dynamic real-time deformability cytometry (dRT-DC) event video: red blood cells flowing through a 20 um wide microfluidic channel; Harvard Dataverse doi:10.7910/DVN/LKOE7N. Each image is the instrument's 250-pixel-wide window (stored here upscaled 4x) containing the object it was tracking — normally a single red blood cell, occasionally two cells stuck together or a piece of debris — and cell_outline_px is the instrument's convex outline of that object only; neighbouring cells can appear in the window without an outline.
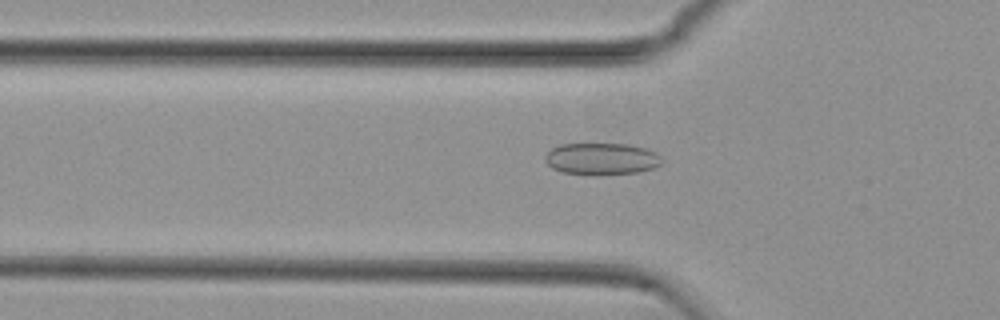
{"species": "common noctule bat (a hibernating species)", "species_latin": "Nyctalus noctula", "temperature_condition": "cold", "stored_images_in_passage": 52, "camera_frame_rate_fps": 3000, "um_per_image_px": 0.085, "animal": {"sex": "female", "body_mass_g": 29.2, "forearm_length_mm": 56.3}, "frame": {"image": 1, "passage_image": 15, "time_ms": 4.667, "image_size_px": [1000, 320], "cell_outline_px": [[664, 164], [652, 168], [636, 172], [600, 176], [592, 176], [560, 172], [552, 168], [544, 160], [544, 156], [552, 148], [560, 144], [628, 144], [648, 148], [656, 152], [664, 160]], "centroid_in_image_um": [51.15, 13.52], "position_along_channel_um": 74.6, "area_um2": 22.25}}
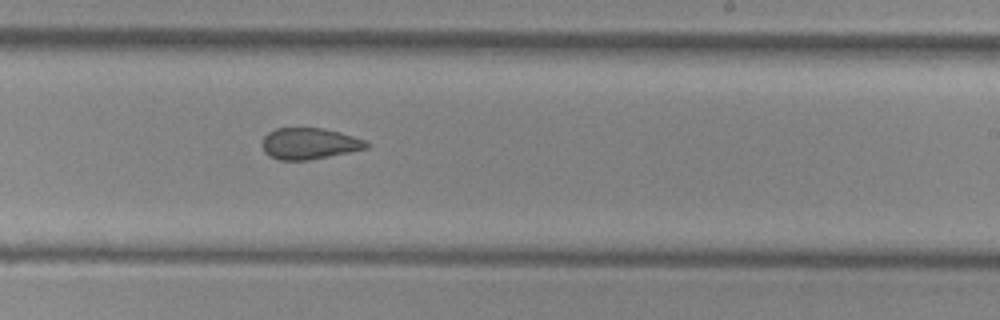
{"frame": {"image": 2, "passage_image": 30, "time_ms": 9.667, "image_size_px": [1000, 320], "cell_outline_px": [[368, 148], [308, 160], [280, 160], [268, 156], [264, 152], [264, 136], [268, 132], [276, 128], [320, 128], [340, 132], [364, 140], [368, 144]], "centroid_in_image_um": [26.27, 12.2], "position_along_channel_um": 262.7, "area_um2": 18.73}}
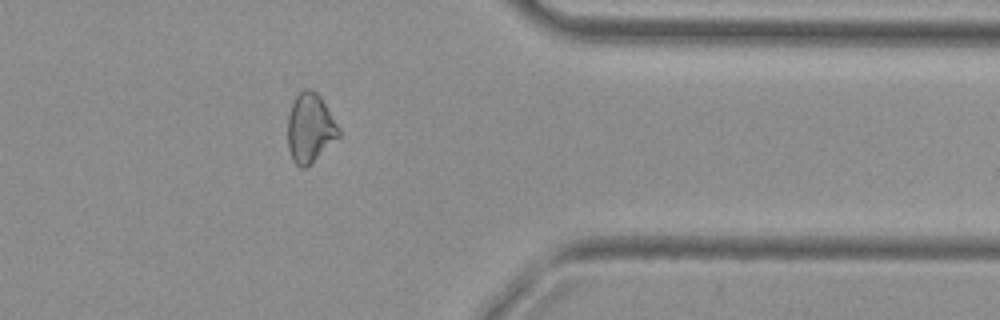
{"frame": {"image": 3, "passage_image": 41, "time_ms": 13.333, "image_size_px": [1000, 320], "cell_outline_px": [[340, 136], [304, 168], [300, 168], [292, 160], [288, 148], [288, 116], [292, 104], [296, 96], [304, 88], [312, 88], [320, 96], [340, 128]], "centroid_in_image_um": [26.35, 10.86], "position_along_channel_um": 385.1, "area_um2": 20.35}, "authors_computed_cell_mechanics": {"area_um2": 20.808, "velocity_mm_per_s": 3.7545, "shape_relaxation_time_tau1_ms": null, "shape_relaxation_time_tau2_ms": 2.4611, "deformation_change_tau1": null, "deformation_change_tau2": 0.0858}}